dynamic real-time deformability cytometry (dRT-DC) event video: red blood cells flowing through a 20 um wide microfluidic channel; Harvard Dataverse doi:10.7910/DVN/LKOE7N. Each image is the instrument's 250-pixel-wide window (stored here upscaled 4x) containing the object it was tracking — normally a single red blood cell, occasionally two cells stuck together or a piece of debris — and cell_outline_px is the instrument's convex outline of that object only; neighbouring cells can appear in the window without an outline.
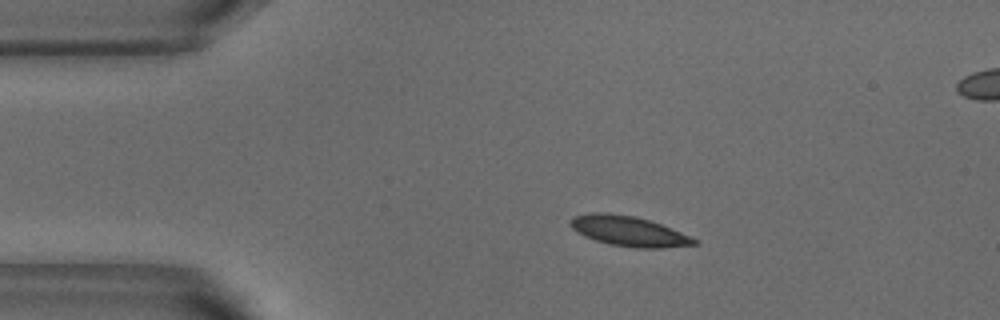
{"species": "common noctule bat (a hibernating species)", "species_latin": "Nyctalus noctula", "temperature_condition": "warm", "stored_images_in_passage": 45, "segment_of_instrument_passage": [1, 2], "camera_frame_rate_fps": 3000, "um_per_image_px": 0.085, "animal": {"sex": "male", "body_mass_g": 18.8}, "frame": {"image": 1, "passage_image": 1, "time_ms": 0.0, "image_size_px": [1000, 320], "cell_outline_px": [[700, 244], [660, 248], [636, 248], [608, 244], [584, 236], [576, 232], [568, 224], [568, 220], [572, 216], [588, 212], [608, 212], [632, 216], [648, 220], [660, 224], [700, 240]], "centroid_in_image_um": [53.39, 19.64], "position_along_channel_um": 31.6, "area_um2": 21.91}}
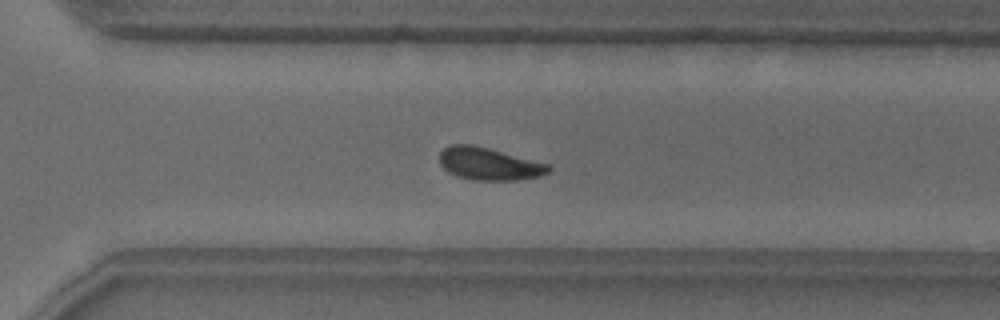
{"frame": {"image": 2, "passage_image": 28, "time_ms": 9.0, "image_size_px": [1000, 320], "cell_outline_px": [[552, 168], [548, 172], [536, 176], [516, 180], [472, 180], [456, 176], [448, 172], [440, 164], [440, 152], [444, 148], [452, 144], [472, 144], [552, 164]], "centroid_in_image_um": [41.57, 13.92], "position_along_channel_um": 329.0, "area_um2": 20.69}}
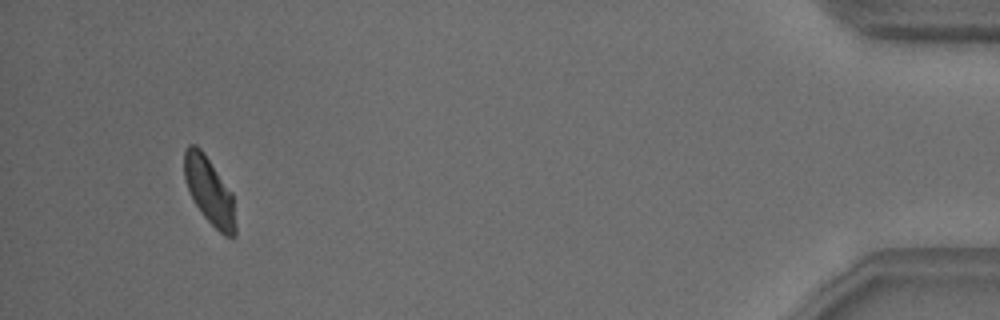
{"frame": {"image": 3, "passage_image": 41, "time_ms": 13.333, "image_size_px": [1000, 320], "cell_outline_px": [[236, 236], [224, 236], [200, 212], [192, 200], [184, 176], [184, 152], [188, 144], [196, 144], [204, 152], [232, 192], [236, 224]], "centroid_in_image_um": [17.79, 16.21], "position_along_channel_um": 417.4, "area_um2": 20.11}}